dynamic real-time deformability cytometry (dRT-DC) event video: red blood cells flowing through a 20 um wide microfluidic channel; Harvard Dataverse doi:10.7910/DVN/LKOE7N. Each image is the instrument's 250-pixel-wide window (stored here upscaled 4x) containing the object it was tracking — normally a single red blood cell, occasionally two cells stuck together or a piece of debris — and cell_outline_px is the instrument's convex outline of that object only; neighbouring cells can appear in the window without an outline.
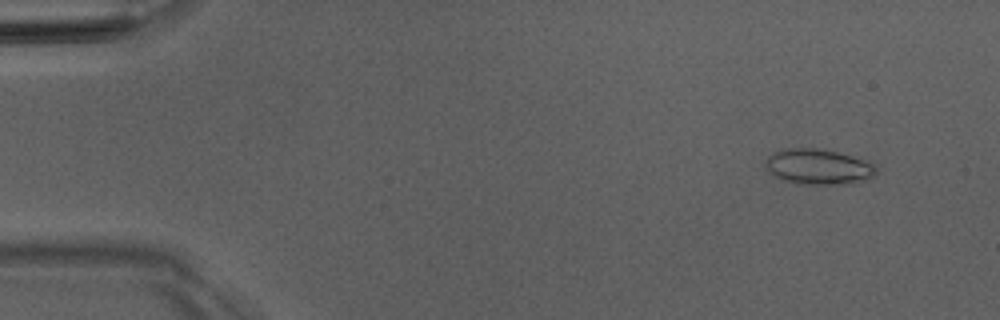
{"species": "Egyptian fruit bat (a non-hibernating species)", "species_latin": "Rousettus aegyptiacus", "temperature_condition": "room temperature", "stored_images_in_passage": 51, "camera_frame_rate_fps": 3000, "um_per_image_px": 0.085, "animal": {"sex": "male"}, "frame": {"image": 1, "passage_image": 5, "time_ms": 1.333, "image_size_px": [1000, 320], "cell_outline_px": [[876, 172], [868, 180], [848, 184], [804, 184], [784, 180], [768, 172], [764, 168], [764, 164], [768, 156], [772, 152], [780, 148], [824, 148], [868, 160], [876, 164]], "centroid_in_image_um": [69.57, 14.15], "position_along_channel_um": 15.4, "area_um2": 23.41}}
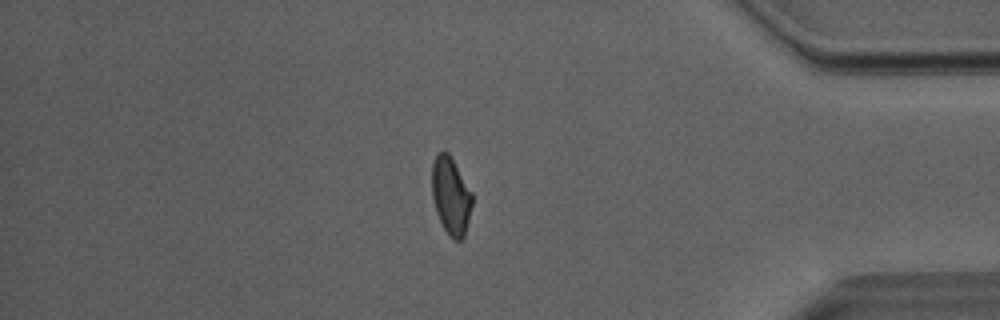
{"frame": {"image": 2, "passage_image": 44, "time_ms": 14.333, "image_size_px": [1000, 320], "cell_outline_px": [[472, 204], [464, 236], [460, 240], [452, 240], [448, 236], [436, 212], [432, 196], [432, 164], [436, 152], [448, 152], [472, 192]], "centroid_in_image_um": [38.31, 16.65], "position_along_channel_um": 396.9, "area_um2": 18.09}}
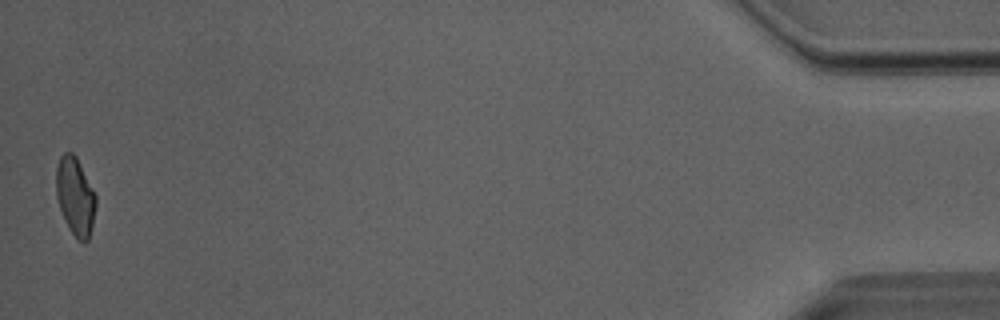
{"frame": {"image": 3, "passage_image": 51, "time_ms": 16.667, "image_size_px": [1000, 320], "cell_outline_px": [[96, 204], [92, 228], [88, 240], [84, 244], [68, 228], [64, 220], [56, 196], [56, 168], [60, 156], [64, 152], [72, 152], [76, 156], [96, 196]], "centroid_in_image_um": [6.39, 16.69], "position_along_channel_um": 428.8, "area_um2": 17.98}, "authors_computed_cell_mechanics": {"area_um2": 18.9584, "velocity_mm_per_s": 4.0635, "shape_relaxation_time_tau1_ms": null, "shape_relaxation_time_tau2_ms": 1.1456, "deformation_change_tau1": null, "deformation_change_tau2": 0.0676}}